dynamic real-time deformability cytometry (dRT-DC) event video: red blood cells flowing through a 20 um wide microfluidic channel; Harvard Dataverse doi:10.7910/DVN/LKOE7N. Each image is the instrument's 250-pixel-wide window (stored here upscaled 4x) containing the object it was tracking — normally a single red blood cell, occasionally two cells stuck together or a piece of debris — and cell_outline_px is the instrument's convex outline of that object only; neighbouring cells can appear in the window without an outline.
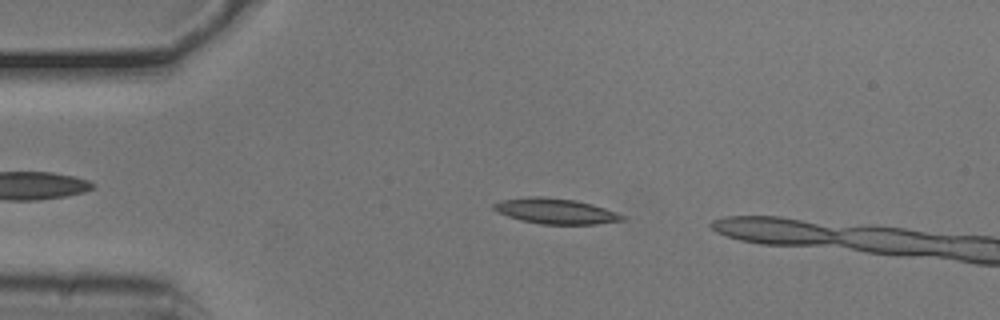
{"species": "common noctule bat (a hibernating species)", "species_latin": "Nyctalus noctula", "temperature_condition": "cold", "stored_images_in_passage": 13, "camera_frame_rate_fps": 3000, "um_per_image_px": 0.085, "animal": {"sex": "male", "body_mass_g": 20.5, "forearm_length_mm": 52.5}, "frame": {"image": 1, "passage_image": 8, "time_ms": 2.333, "image_size_px": [1000, 320], "cell_outline_px": [[624, 220], [596, 224], [540, 224], [520, 220], [508, 216], [492, 208], [492, 204], [500, 200], [536, 196], [540, 196], [576, 200], [592, 204], [616, 212], [624, 216]], "centroid_in_image_um": [47.21, 17.94], "position_along_channel_um": 37.8, "area_um2": 18.9}}